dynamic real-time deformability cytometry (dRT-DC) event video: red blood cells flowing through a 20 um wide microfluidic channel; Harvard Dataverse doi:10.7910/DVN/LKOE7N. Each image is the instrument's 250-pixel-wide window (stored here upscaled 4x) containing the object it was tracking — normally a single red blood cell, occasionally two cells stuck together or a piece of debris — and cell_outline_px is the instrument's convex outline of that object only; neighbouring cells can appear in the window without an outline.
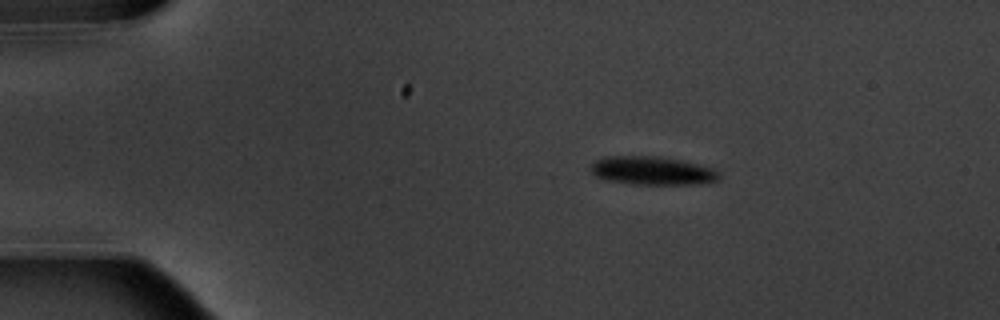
{"species": "common noctule bat (a hibernating species)", "species_latin": "Nyctalus noctula", "temperature_condition": "warm", "stored_images_in_passage": 4, "segment_of_instrument_passage": [1, 2], "camera_frame_rate_fps": 3000, "um_per_image_px": 0.085, "animal": {"sex": "male", "body_mass_g": 20.1, "forearm_length_mm": 53.5}, "frame": {"image": 1, "passage_image": 1, "time_ms": 0.0, "image_size_px": [1000, 320], "cell_outline_px": [[720, 180], [704, 184], [632, 184], [604, 180], [596, 176], [592, 172], [592, 164], [596, 160], [608, 156], [656, 156], [696, 164], [712, 168], [720, 172]], "centroid_in_image_um": [55.46, 14.53], "position_along_channel_um": 29.5, "area_um2": 21.15}}